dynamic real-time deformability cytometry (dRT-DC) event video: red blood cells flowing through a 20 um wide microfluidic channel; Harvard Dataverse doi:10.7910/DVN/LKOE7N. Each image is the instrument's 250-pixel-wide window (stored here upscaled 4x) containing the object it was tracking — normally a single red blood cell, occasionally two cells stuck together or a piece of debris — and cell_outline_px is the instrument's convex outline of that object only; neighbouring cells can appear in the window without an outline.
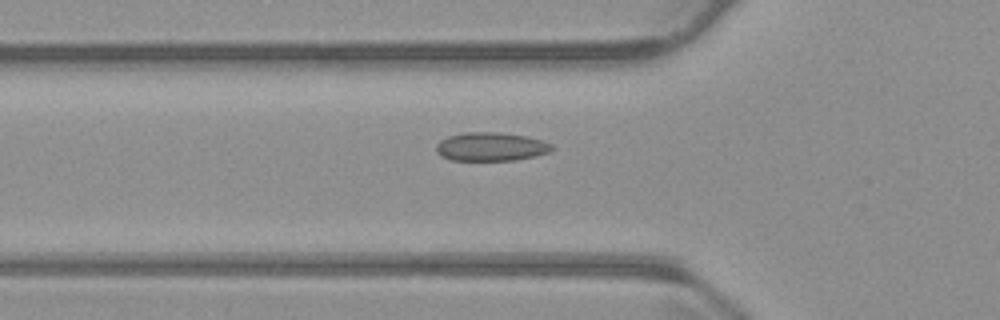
{"species": "common noctule bat (a hibernating species)", "species_latin": "Nyctalus noctula", "temperature_condition": "warm", "stored_images_in_passage": 40, "camera_frame_rate_fps": 3000, "um_per_image_px": 0.085, "animal": {"sex": "male", "body_mass_g": 23.1, "forearm_length_mm": 52.7}, "frame": {"image": 1, "passage_image": 6, "time_ms": 1.667, "image_size_px": [1000, 320], "cell_outline_px": [[556, 148], [548, 152], [536, 156], [516, 160], [452, 160], [440, 156], [436, 152], [436, 144], [440, 140], [448, 136], [464, 132], [500, 132], [528, 136], [544, 140], [552, 144]], "centroid_in_image_um": [41.75, 12.46], "position_along_channel_um": 84.0, "area_um2": 19.59}}
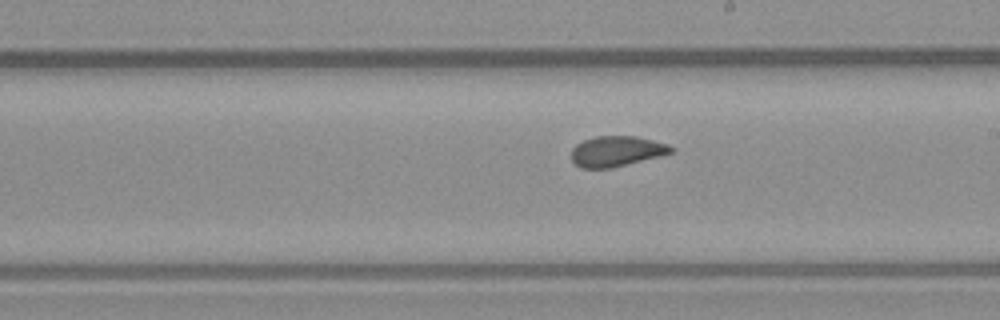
{"frame": {"image": 2, "passage_image": 18, "time_ms": 5.667, "image_size_px": [1000, 320], "cell_outline_px": [[676, 148], [672, 152], [608, 168], [580, 168], [572, 160], [572, 148], [576, 144], [584, 140], [596, 136], [636, 136], [668, 144]], "centroid_in_image_um": [52.37, 12.83], "position_along_channel_um": 236.6, "area_um2": 17.28}}
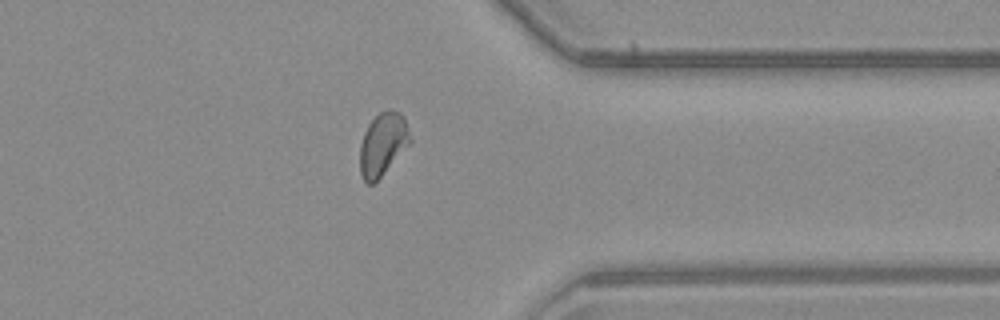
{"frame": {"image": 3, "passage_image": 30, "time_ms": 9.667, "image_size_px": [1000, 320], "cell_outline_px": [[412, 140], [380, 176], [372, 184], [368, 184], [364, 180], [360, 172], [360, 144], [364, 132], [368, 124], [380, 112], [388, 108], [400, 112], [404, 116], [412, 136]], "centroid_in_image_um": [32.54, 12.2], "position_along_channel_um": 378.9, "area_um2": 18.21}, "authors_computed_cell_mechanics": {"area_um2": 18.2359, "velocity_mm_per_s": 3.7903, "shape_relaxation_time_tau1_ms": null, "shape_relaxation_time_tau2_ms": 1.1948, "deformation_change_tau1": null, "deformation_change_tau2": 0.057}}